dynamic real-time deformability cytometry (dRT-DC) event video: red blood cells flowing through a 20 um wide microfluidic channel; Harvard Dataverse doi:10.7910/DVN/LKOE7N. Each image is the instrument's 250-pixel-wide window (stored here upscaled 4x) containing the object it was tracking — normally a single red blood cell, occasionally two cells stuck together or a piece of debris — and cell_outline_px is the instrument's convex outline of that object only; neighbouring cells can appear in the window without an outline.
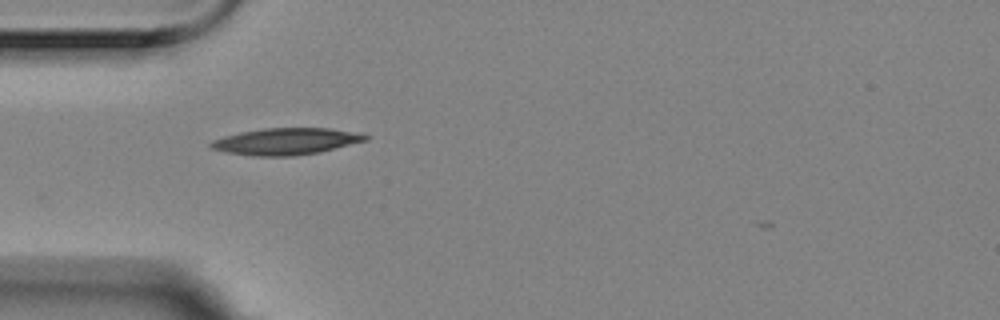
{"species": "Egyptian fruit bat (a non-hibernating species)", "species_latin": "Rousettus aegyptiacus", "temperature_condition": "room temperature", "stored_images_in_passage": 9, "camera_frame_rate_fps": 3000, "um_per_image_px": 0.085, "animal": {"sex": "female"}, "frame": {"image": 1, "passage_image": 2, "time_ms": 0.333, "image_size_px": [1000, 320], "cell_outline_px": [[368, 140], [320, 152], [292, 156], [252, 156], [228, 152], [212, 148], [208, 144], [212, 140], [224, 136], [240, 132], [264, 128], [328, 128], [368, 136]], "centroid_in_image_um": [24.25, 12.02], "position_along_channel_um": 60.7, "area_um2": 23.7}}
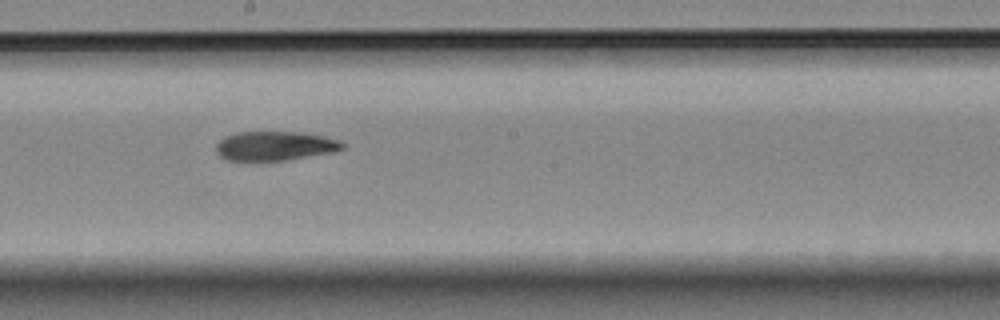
{"frame": {"image": 2, "passage_image": 6, "time_ms": 1.667, "image_size_px": [1000, 320], "cell_outline_px": [[344, 148], [332, 152], [284, 160], [228, 160], [220, 156], [216, 152], [216, 144], [224, 136], [236, 132], [300, 132], [324, 136], [340, 140], [344, 144]], "centroid_in_image_um": [23.35, 12.39], "position_along_channel_um": 224.8, "area_um2": 21.39}}
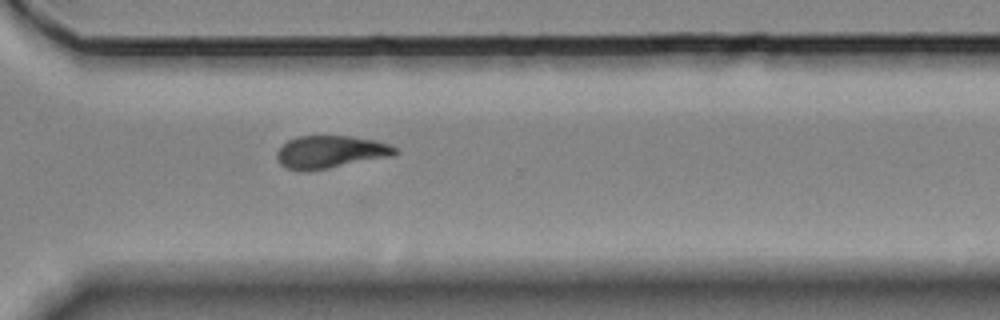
{"frame": {"image": 3, "passage_image": 9, "time_ms": 2.667, "image_size_px": [1000, 320], "cell_outline_px": [[396, 152], [392, 156], [328, 168], [288, 168], [280, 164], [276, 156], [276, 152], [288, 140], [296, 136], [348, 136], [376, 140], [388, 144], [396, 148]], "centroid_in_image_um": [28.11, 12.87], "position_along_channel_um": 342.5, "area_um2": 21.73}}